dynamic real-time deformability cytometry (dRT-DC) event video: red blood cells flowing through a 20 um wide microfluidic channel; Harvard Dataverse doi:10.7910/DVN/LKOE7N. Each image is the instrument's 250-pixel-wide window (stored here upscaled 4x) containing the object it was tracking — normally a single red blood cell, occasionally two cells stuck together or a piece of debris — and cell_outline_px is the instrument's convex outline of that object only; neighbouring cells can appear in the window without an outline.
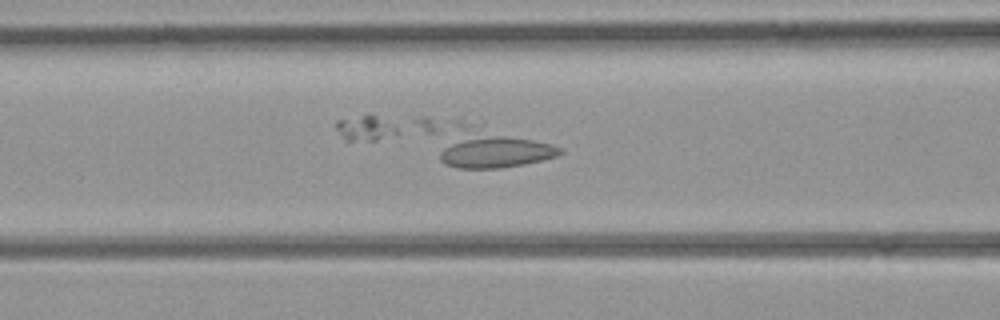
{"species": "common noctule bat (a hibernating species)", "species_latin": "Nyctalus noctula", "temperature_condition": "room temperature", "stored_images_in_passage": 31, "camera_frame_rate_fps": 3000, "um_per_image_px": 0.085, "animal": {"sex": "female", "body_mass_g": 21.9}, "frame": {"image": 1, "passage_image": 15, "time_ms": 4.667, "image_size_px": [1000, 320], "cell_outline_px": [[564, 152], [556, 156], [524, 164], [500, 168], [456, 168], [444, 164], [440, 160], [440, 152], [456, 120], [460, 116], [484, 120], [564, 148]], "centroid_in_image_um": [41.82, 12.43], "position_along_channel_um": 124.8, "area_um2": 30.11}}
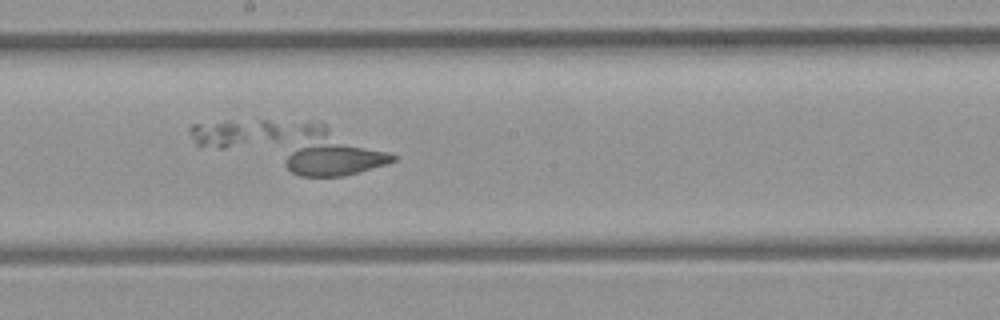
{"frame": {"image": 2, "passage_image": 21, "time_ms": 6.667, "image_size_px": [1000, 320], "cell_outline_px": [[400, 156], [396, 160], [388, 164], [360, 172], [344, 176], [300, 176], [292, 172], [284, 164], [284, 160], [300, 124], [320, 120]], "centroid_in_image_um": [28.27, 12.94], "position_along_channel_um": 219.9, "area_um2": 29.94}}
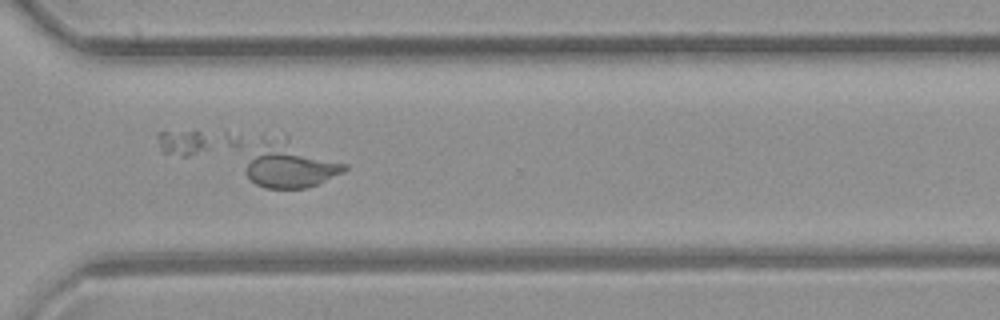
{"frame": {"image": 3, "passage_image": 29, "time_ms": 9.333, "image_size_px": [1000, 320], "cell_outline_px": [[348, 168], [344, 172], [308, 188], [264, 188], [248, 180], [244, 172], [248, 164], [264, 140], [348, 164]], "centroid_in_image_um": [24.65, 14.25], "position_along_channel_um": 345.9, "area_um2": 23.18}}